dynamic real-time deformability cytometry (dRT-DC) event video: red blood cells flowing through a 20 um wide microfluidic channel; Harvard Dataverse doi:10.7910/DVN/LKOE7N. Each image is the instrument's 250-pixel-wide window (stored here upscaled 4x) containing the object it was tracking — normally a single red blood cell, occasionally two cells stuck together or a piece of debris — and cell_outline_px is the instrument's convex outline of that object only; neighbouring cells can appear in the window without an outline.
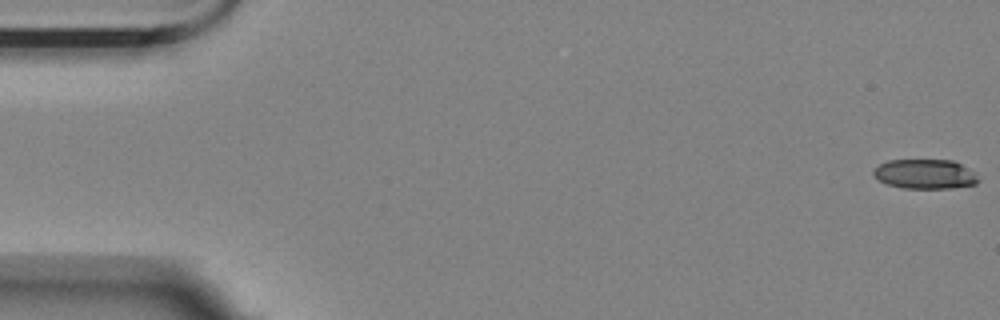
{"species": "Egyptian fruit bat (a non-hibernating species)", "species_latin": "Rousettus aegyptiacus", "temperature_condition": "room temperature", "stored_images_in_passage": 6, "camera_frame_rate_fps": 3000, "um_per_image_px": 0.085, "animal": {"sex": "female"}, "frame": {"image": 1, "passage_image": 1, "time_ms": 0.0, "image_size_px": [1000, 320], "cell_outline_px": [[980, 180], [976, 184], [952, 188], [904, 188], [888, 184], [880, 180], [872, 172], [880, 164], [888, 160], [952, 160], [968, 168]], "centroid_in_image_um": [78.64, 14.79], "position_along_channel_um": 6.4, "area_um2": 17.8}}